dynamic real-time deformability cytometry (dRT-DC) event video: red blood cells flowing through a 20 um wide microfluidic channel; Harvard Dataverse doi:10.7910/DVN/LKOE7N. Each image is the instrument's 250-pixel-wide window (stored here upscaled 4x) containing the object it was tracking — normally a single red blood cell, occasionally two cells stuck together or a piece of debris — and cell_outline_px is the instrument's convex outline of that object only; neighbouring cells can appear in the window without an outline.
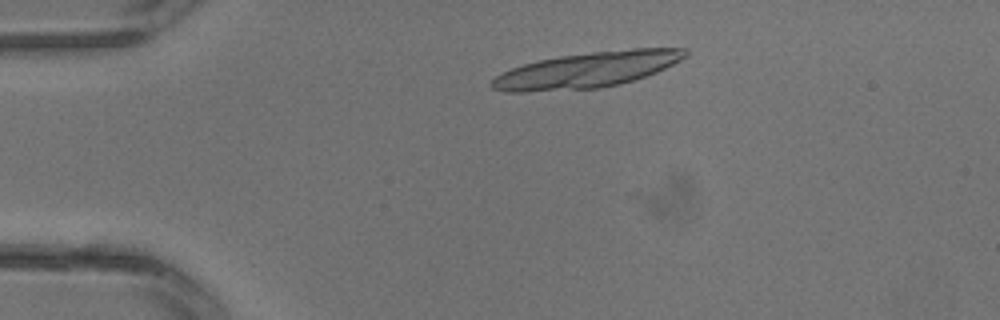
{"species": "common noctule bat (a hibernating species)", "species_latin": "Nyctalus noctula", "temperature_condition": "warm", "stored_images_in_passage": 31, "segment_of_instrument_passage": [1, 2], "camera_frame_rate_fps": 3000, "um_per_image_px": 0.085, "animal": {"sex": "male", "body_mass_g": 13.3}, "frame": {"image": 1, "passage_image": 6, "time_ms": 1.667, "image_size_px": [1000, 320], "cell_outline_px": [[688, 52], [680, 60], [656, 72], [620, 84], [600, 88], [524, 92], [504, 92], [492, 88], [488, 84], [496, 76], [512, 68], [524, 64], [540, 60], [560, 56], [592, 52], [632, 48], [688, 48]], "centroid_in_image_um": [49.87, 5.95], "position_along_channel_um": 35.1, "area_um2": 39.82}}